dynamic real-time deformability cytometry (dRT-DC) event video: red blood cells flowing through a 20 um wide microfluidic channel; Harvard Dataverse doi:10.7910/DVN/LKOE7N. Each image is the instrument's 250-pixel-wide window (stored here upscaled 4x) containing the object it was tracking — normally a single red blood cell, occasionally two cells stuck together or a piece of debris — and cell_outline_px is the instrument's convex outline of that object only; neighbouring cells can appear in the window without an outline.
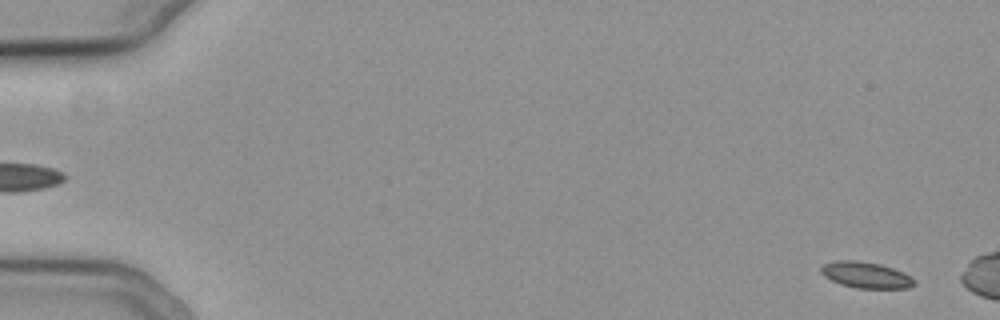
{"species": "common noctule bat (a hibernating species)", "species_latin": "Nyctalus noctula", "temperature_condition": "cold", "stored_images_in_passage": 8, "camera_frame_rate_fps": 3000, "um_per_image_px": 0.085, "animal": {"sex": "female", "body_mass_g": 19.3, "forearm_length_mm": 54.1}, "frame": {"image": 1, "passage_image": 3, "time_ms": 0.667, "image_size_px": [1000, 320], "cell_outline_px": [[916, 284], [908, 288], [856, 288], [840, 284], [824, 276], [820, 272], [820, 268], [824, 264], [832, 260], [860, 260], [880, 264], [904, 272], [912, 276], [916, 280]], "centroid_in_image_um": [73.61, 23.36], "position_along_channel_um": 11.4, "area_um2": 14.45}}